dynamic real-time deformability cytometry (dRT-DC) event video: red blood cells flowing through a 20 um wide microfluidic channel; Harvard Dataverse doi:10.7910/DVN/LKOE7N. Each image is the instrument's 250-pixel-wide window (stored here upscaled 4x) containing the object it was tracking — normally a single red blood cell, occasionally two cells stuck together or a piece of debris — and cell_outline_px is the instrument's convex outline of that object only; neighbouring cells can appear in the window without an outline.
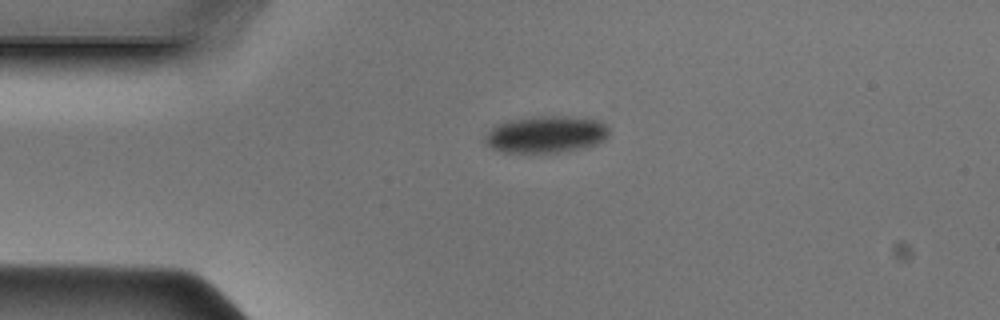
{"species": "Egyptian fruit bat (a non-hibernating species)", "species_latin": "Rousettus aegyptiacus", "temperature_condition": "cold", "stored_images_in_passage": 38, "camera_frame_rate_fps": 3000, "um_per_image_px": 0.085, "animal": {"sex": "male"}, "frame": {"image": 1, "passage_image": 1, "time_ms": 0.0, "image_size_px": [1000, 320], "cell_outline_px": [[608, 136], [604, 140], [596, 144], [556, 152], [504, 152], [492, 148], [484, 140], [484, 136], [496, 124], [508, 120], [540, 116], [568, 116], [600, 120], [608, 128]], "centroid_in_image_um": [46.4, 11.4], "position_along_channel_um": 38.6, "area_um2": 26.36}}
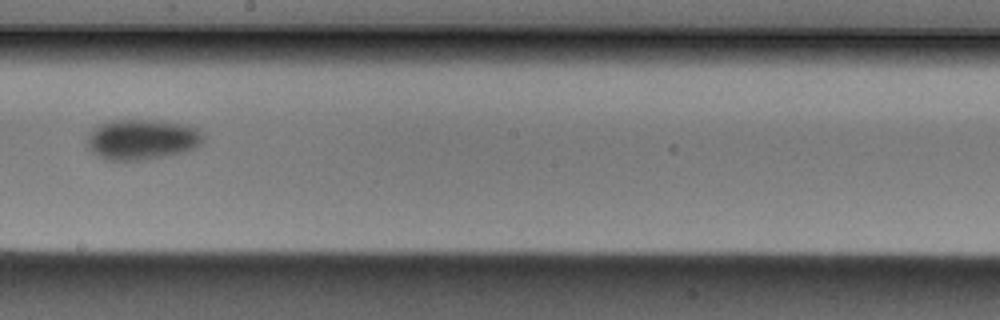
{"frame": {"image": 2, "passage_image": 17, "time_ms": 5.333, "image_size_px": [1000, 320], "cell_outline_px": [[204, 144], [196, 148], [172, 156], [144, 160], [104, 160], [92, 152], [84, 144], [92, 128], [100, 124], [112, 120], [156, 120], [188, 124], [204, 132]], "centroid_in_image_um": [12.11, 11.86], "position_along_channel_um": 236.1, "area_um2": 28.21}}
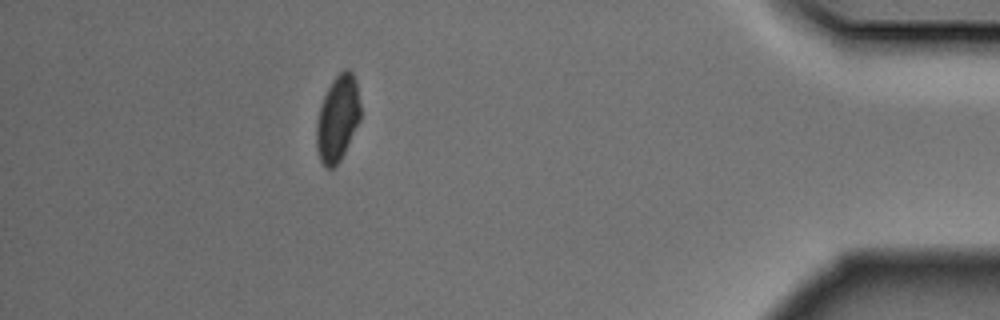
{"frame": {"image": 3, "passage_image": 33, "time_ms": 10.667, "image_size_px": [1000, 320], "cell_outline_px": [[360, 120], [340, 160], [332, 168], [328, 168], [320, 160], [316, 148], [316, 120], [324, 96], [332, 80], [344, 68], [348, 68], [352, 72], [356, 80], [360, 104]], "centroid_in_image_um": [28.69, 10.04], "position_along_channel_um": 406.5, "area_um2": 21.91}}